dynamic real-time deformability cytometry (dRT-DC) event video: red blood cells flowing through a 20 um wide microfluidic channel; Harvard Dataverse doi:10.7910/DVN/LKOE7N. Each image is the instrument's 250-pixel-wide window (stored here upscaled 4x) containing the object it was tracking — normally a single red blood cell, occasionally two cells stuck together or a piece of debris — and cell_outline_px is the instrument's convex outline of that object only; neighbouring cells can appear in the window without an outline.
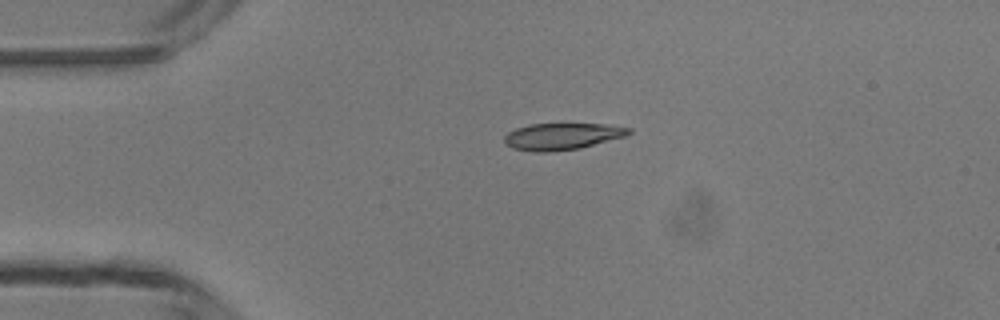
{"species": "common noctule bat (a hibernating species)", "species_latin": "Nyctalus noctula", "temperature_condition": "room temperature", "stored_images_in_passage": 3, "camera_frame_rate_fps": 3000, "um_per_image_px": 0.085, "animal": {"sex": "male", "body_mass_g": 13.3}, "frame": {"image": 1, "passage_image": 2, "time_ms": 2.0, "image_size_px": [1000, 320], "cell_outline_px": [[632, 132], [624, 136], [580, 148], [548, 152], [536, 152], [512, 148], [504, 144], [504, 136], [508, 132], [516, 128], [528, 124], [604, 124], [632, 128]], "centroid_in_image_um": [47.73, 11.59], "position_along_channel_um": 37.3, "area_um2": 19.31}}